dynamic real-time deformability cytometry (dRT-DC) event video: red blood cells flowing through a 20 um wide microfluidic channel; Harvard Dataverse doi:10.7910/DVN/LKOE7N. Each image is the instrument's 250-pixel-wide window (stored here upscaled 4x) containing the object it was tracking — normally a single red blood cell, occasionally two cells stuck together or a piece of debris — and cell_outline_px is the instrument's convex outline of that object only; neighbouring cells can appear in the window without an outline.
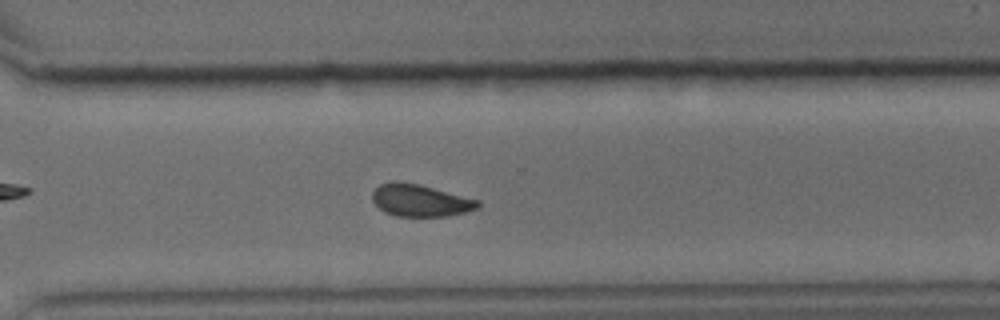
{"species": "common noctule bat (a hibernating species)", "species_latin": "Nyctalus noctula", "temperature_condition": "cold", "stored_images_in_passage": 51, "camera_frame_rate_fps": 3000, "um_per_image_px": 0.085, "animal": {"sex": "male", "body_mass_g": 15.6}, "frame": {"image": 1, "passage_image": 37, "time_ms": 12.0, "image_size_px": [1000, 320], "cell_outline_px": [[480, 204], [476, 208], [464, 212], [448, 216], [396, 216], [384, 212], [372, 200], [372, 192], [380, 184], [420, 184], [480, 200]], "centroid_in_image_um": [35.76, 17.07], "position_along_channel_um": 334.8, "area_um2": 19.19}}
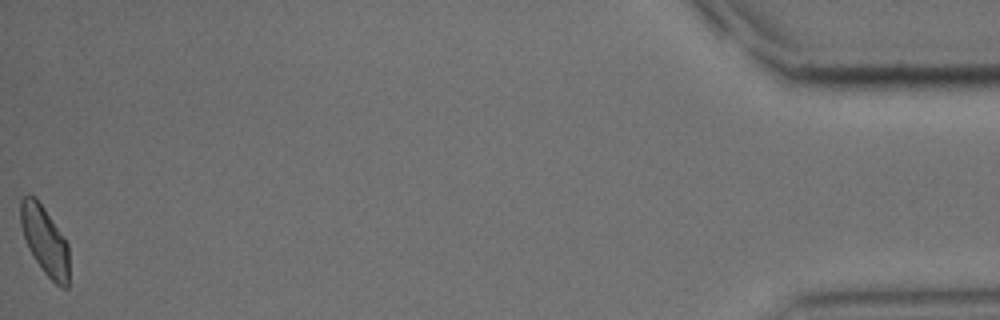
{"frame": {"image": 2, "passage_image": 51, "time_ms": 16.667, "image_size_px": [1000, 320], "cell_outline_px": [[68, 288], [60, 288], [44, 272], [28, 248], [20, 224], [20, 200], [24, 196], [36, 196], [64, 236], [68, 244]], "centroid_in_image_um": [3.81, 20.43], "position_along_channel_um": 431.4, "area_um2": 19.36}, "authors_computed_cell_mechanics": {"area_um2": 20.23, "velocity_mm_per_s": 3.9752, "shape_relaxation_time_tau1_ms": 3.9235, "shape_relaxation_time_tau2_ms": 6.6672, "deformation_change_tau1": 0.1087, "deformation_change_tau2": 0.1071}}